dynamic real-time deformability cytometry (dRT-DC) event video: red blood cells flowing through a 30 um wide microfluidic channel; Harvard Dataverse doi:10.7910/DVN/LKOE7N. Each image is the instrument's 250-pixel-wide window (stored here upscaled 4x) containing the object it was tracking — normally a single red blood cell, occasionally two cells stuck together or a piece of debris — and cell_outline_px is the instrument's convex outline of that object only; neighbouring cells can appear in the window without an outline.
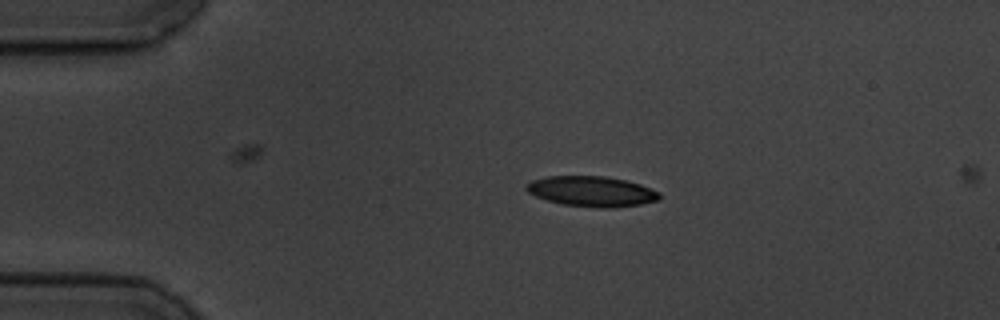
{"species": "common noctule bat (a hibernating species)", "species_latin": "Nyctalus noctula", "temperature_condition": "cold", "stored_images_in_passage": 4, "camera_frame_rate_fps": 3000, "um_per_image_px": 0.085, "animal": {"sex": "male", "body_mass_g": 19.5, "forearm_length_mm": 54.6}, "frame": {"image": 1, "passage_image": 3, "time_ms": 2.0, "image_size_px": [1000, 320], "cell_outline_px": [[660, 200], [640, 204], [616, 208], [600, 208], [564, 204], [548, 200], [536, 196], [528, 192], [524, 188], [524, 184], [532, 180], [548, 176], [604, 176], [624, 180], [640, 184], [660, 192]], "centroid_in_image_um": [50.29, 16.27], "position_along_channel_um": 34.7, "area_um2": 23.52}}